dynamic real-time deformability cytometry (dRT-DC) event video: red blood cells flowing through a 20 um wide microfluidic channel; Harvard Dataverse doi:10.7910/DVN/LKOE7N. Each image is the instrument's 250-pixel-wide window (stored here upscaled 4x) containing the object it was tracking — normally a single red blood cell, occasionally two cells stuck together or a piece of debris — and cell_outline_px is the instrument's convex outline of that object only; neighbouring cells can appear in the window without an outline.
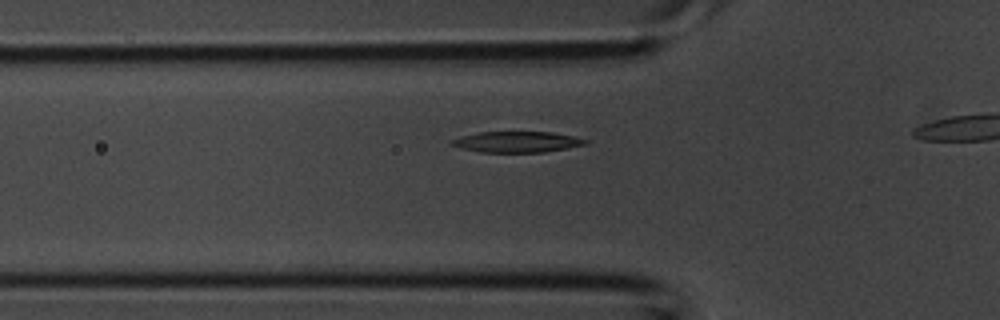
{"species": "common noctule bat (a hibernating species)", "species_latin": "Nyctalus noctula", "temperature_condition": "room temperature", "stored_images_in_passage": 5, "camera_frame_rate_fps": 3000, "um_per_image_px": 0.085, "animal": {"sex": "male", "body_mass_g": 20.1, "forearm_length_mm": 53.5}, "frame": {"image": 1, "passage_image": 3, "time_ms": 0.667, "image_size_px": [1000, 320], "cell_outline_px": [[588, 144], [544, 152], [480, 152], [460, 148], [448, 144], [448, 140], [480, 132], [552, 132], [572, 136], [588, 140]], "centroid_in_image_um": [43.9, 12.06], "position_along_channel_um": 81.9, "area_um2": 16.24}}